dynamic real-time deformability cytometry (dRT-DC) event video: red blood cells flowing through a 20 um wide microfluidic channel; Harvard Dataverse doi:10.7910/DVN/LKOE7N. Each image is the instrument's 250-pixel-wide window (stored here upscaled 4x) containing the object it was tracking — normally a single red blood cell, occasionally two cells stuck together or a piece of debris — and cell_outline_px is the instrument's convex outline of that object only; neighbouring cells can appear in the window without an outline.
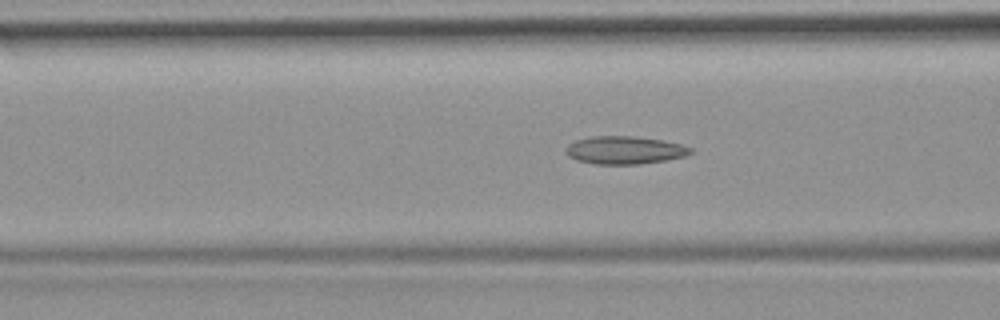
{"species": "common noctule bat (a hibernating species)", "species_latin": "Nyctalus noctula", "temperature_condition": "room temperature", "stored_images_in_passage": 52, "camera_frame_rate_fps": 3000, "um_per_image_px": 0.085, "animal": {"sex": "female", "body_mass_g": 19.9}, "frame": {"image": 1, "passage_image": 20, "time_ms": 6.333, "image_size_px": [1000, 320], "cell_outline_px": [[692, 152], [684, 156], [668, 160], [640, 164], [592, 164], [576, 160], [568, 156], [564, 152], [564, 148], [568, 144], [576, 140], [592, 136], [632, 136], [660, 140], [680, 144], [692, 148]], "centroid_in_image_um": [53.04, 12.77], "position_along_channel_um": 113.6, "area_um2": 20.35}}
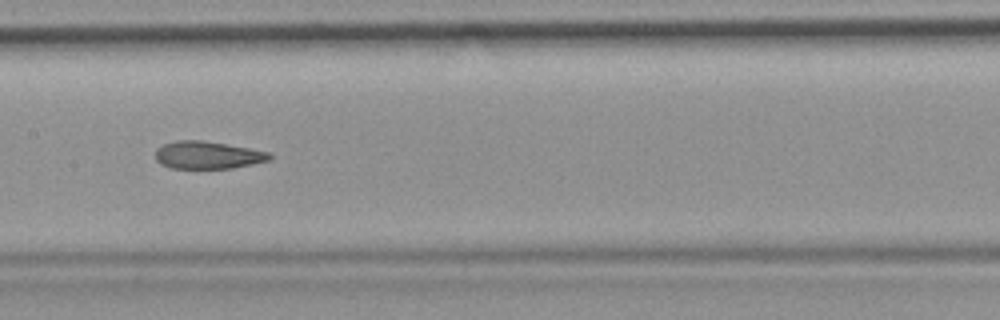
{"frame": {"image": 2, "passage_image": 26, "time_ms": 8.333, "image_size_px": [1000, 320], "cell_outline_px": [[272, 160], [232, 168], [172, 168], [160, 164], [156, 160], [156, 148], [164, 144], [176, 140], [200, 140], [248, 148], [268, 152], [272, 156]], "centroid_in_image_um": [17.64, 13.18], "position_along_channel_um": 189.8, "area_um2": 18.21}}
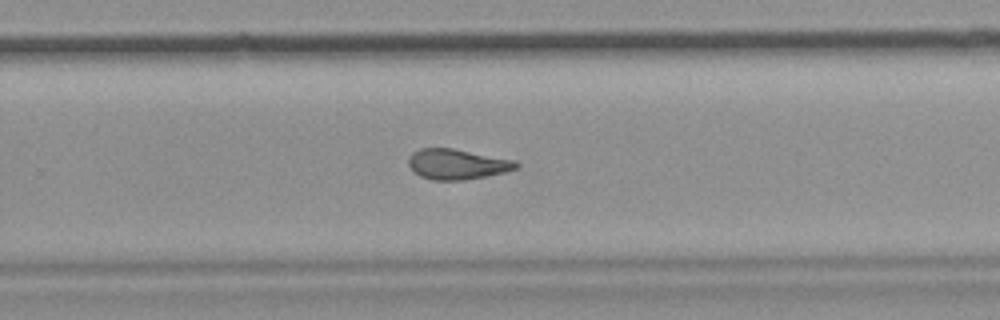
{"frame": {"image": 3, "passage_image": 34, "time_ms": 11.0, "image_size_px": [1000, 320], "cell_outline_px": [[520, 164], [516, 168], [504, 172], [464, 180], [432, 180], [420, 176], [408, 164], [408, 156], [412, 152], [420, 148], [452, 148], [516, 160]], "centroid_in_image_um": [38.84, 13.94], "position_along_channel_um": 291.0, "area_um2": 18.96}, "authors_computed_cell_mechanics": {"area_um2": 19.7676, "velocity_mm_per_s": 3.8206, "shape_relaxation_time_tau1_ms": null, "shape_relaxation_time_tau2_ms": 2.7441, "deformation_change_tau1": null, "deformation_change_tau2": 0.0994}}